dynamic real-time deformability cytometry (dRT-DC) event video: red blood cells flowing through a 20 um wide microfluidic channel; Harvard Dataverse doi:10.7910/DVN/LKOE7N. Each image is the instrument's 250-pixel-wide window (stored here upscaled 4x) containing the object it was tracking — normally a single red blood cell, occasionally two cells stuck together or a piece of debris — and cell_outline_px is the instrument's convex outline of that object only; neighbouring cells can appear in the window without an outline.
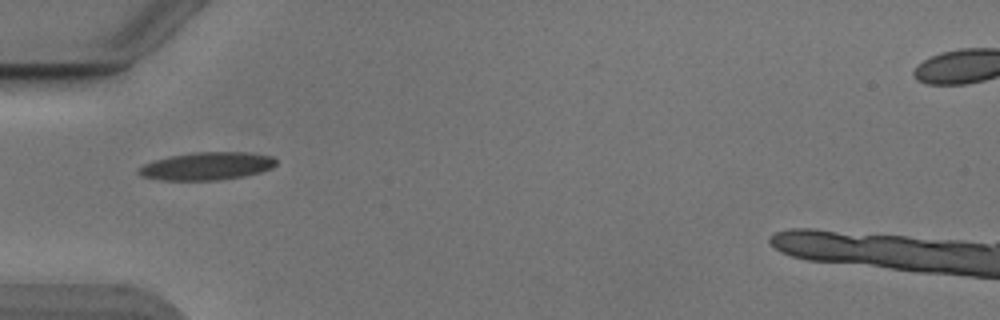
{"species": "Egyptian fruit bat (a non-hibernating species)", "species_latin": "Rousettus aegyptiacus", "temperature_condition": "cold", "stored_images_in_passage": 5, "camera_frame_rate_fps": 3000, "um_per_image_px": 0.085, "animal": {"sex": "male"}, "frame": {"image": 1, "passage_image": 1, "time_ms": 0.0, "image_size_px": [1000, 320], "cell_outline_px": [[276, 164], [272, 168], [260, 172], [244, 176], [220, 180], [160, 180], [140, 176], [136, 172], [136, 168], [144, 164], [156, 160], [172, 156], [192, 152], [248, 152], [272, 156], [276, 160]], "centroid_in_image_um": [17.56, 14.12], "position_along_channel_um": 67.4, "area_um2": 22.37}}